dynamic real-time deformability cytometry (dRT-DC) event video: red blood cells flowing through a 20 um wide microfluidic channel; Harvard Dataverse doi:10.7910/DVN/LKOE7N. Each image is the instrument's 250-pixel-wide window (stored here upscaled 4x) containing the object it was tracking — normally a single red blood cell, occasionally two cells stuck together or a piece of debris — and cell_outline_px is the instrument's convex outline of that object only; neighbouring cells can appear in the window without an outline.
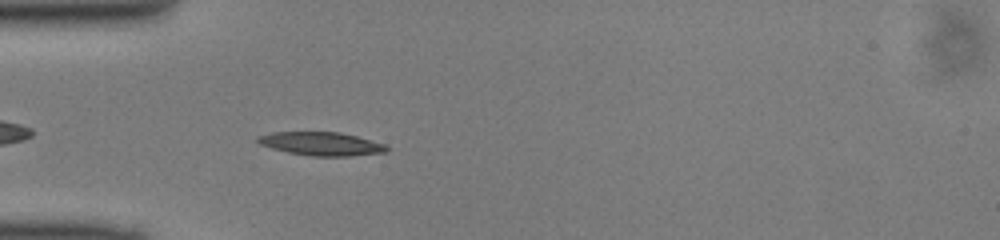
{"species": "common noctule bat (a hibernating species)", "species_latin": "Nyctalus noctula", "temperature_condition": "cold", "stored_images_in_passage": 38, "camera_frame_rate_fps": 3000, "um_per_image_px": 0.085, "animal": {"sex": "male", "body_mass_g": 13.0, "forearm_length_mm": 53.1}, "frame": {"image": 1, "passage_image": 4, "time_ms": 1.0, "image_size_px": [1000, 240], "cell_outline_px": [[388, 152], [352, 156], [312, 156], [288, 152], [272, 148], [260, 144], [256, 140], [256, 136], [272, 132], [340, 132], [356, 136], [384, 144], [388, 148]], "centroid_in_image_um": [27.3, 12.22], "position_along_channel_um": 57.7, "area_um2": 17.57}}
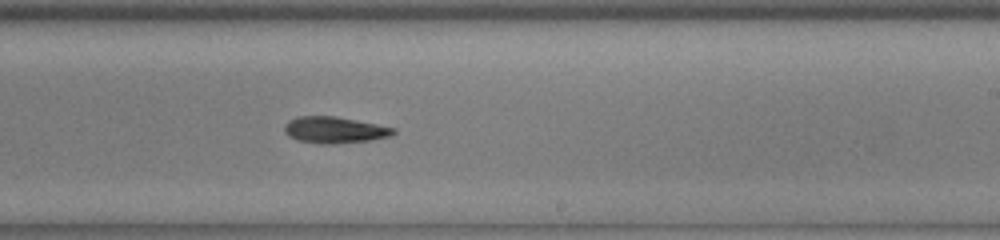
{"frame": {"image": 2, "passage_image": 19, "time_ms": 6.0, "image_size_px": [1000, 240], "cell_outline_px": [[396, 132], [392, 136], [368, 140], [332, 144], [320, 144], [296, 140], [288, 136], [284, 132], [284, 124], [288, 120], [296, 116], [336, 116], [396, 128]], "centroid_in_image_um": [28.4, 11.04], "position_along_channel_um": 260.6, "area_um2": 16.94}}
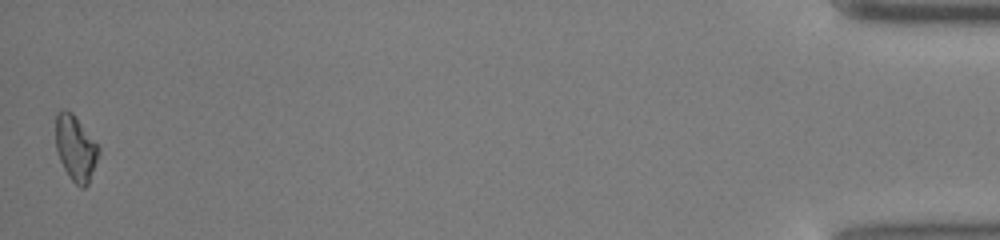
{"frame": {"image": 3, "passage_image": 38, "time_ms": 12.333, "image_size_px": [1000, 240], "cell_outline_px": [[100, 152], [88, 184], [84, 188], [80, 188], [68, 176], [60, 160], [56, 148], [56, 112], [64, 108], [72, 112], [100, 148]], "centroid_in_image_um": [6.42, 12.59], "position_along_channel_um": 428.8, "area_um2": 16.3}}